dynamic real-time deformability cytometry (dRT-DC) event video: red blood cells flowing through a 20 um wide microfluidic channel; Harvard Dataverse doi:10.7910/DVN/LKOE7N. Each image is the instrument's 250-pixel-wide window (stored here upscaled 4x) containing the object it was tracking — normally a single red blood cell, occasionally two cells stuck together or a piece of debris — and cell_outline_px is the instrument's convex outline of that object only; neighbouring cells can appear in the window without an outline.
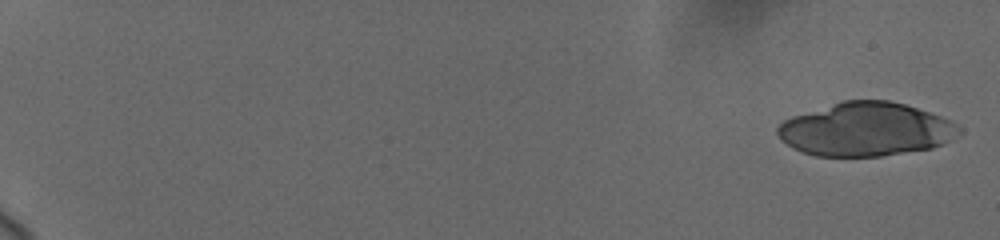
{"species": "human", "species_latin": "Homo sapiens", "temperature_condition": "cold", "stored_images_in_passage": 19, "camera_frame_rate_fps": 3000, "um_per_image_px": 0.085, "donor": {"sex": "female"}, "frame": {"image": 1, "passage_image": 1, "time_ms": 0.0, "image_size_px": [1000, 240], "cell_outline_px": [[960, 132], [948, 140], [932, 148], [880, 156], [816, 156], [792, 148], [776, 132], [776, 128], [784, 120], [792, 116], [844, 100], [888, 100], [904, 104], [940, 116], [956, 124], [960, 128]], "centroid_in_image_um": [73.56, 10.99], "position_along_channel_um": 11.4, "area_um2": 55.95}}
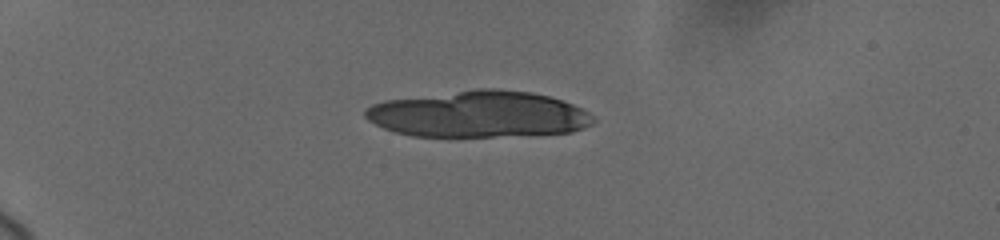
{"frame": {"image": 2, "passage_image": 13, "time_ms": 5.0, "image_size_px": [1000, 240], "cell_outline_px": [[596, 120], [592, 124], [572, 132], [492, 136], [412, 136], [396, 132], [384, 128], [368, 120], [364, 116], [364, 108], [372, 104], [384, 100], [476, 88], [496, 88], [532, 92], [548, 96], [572, 104], [596, 116]], "centroid_in_image_um": [40.66, 9.69], "position_along_channel_um": 44.3, "area_um2": 61.73}}